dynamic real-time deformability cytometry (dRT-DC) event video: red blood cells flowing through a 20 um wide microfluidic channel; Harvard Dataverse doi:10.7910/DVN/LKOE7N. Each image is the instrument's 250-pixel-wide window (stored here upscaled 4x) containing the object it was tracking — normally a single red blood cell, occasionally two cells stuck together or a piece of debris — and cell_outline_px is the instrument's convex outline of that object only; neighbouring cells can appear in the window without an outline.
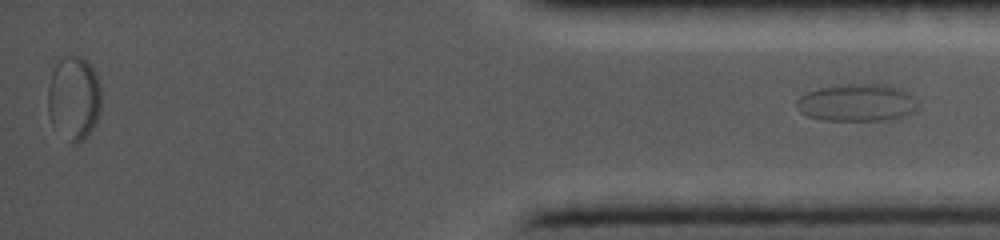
{"species": "common noctule bat (a hibernating species)", "species_latin": "Nyctalus noctula", "temperature_condition": "cold", "stored_images_in_passage": 33, "segment_of_instrument_passage": [2, 2], "camera_frame_rate_fps": 5000, "um_per_image_px": 0.085, "animal": {"sex": "female", "body_mass_g": 19.0, "forearm_length_mm": 56.7}, "frame": {"image": 1, "passage_image": 33, "time_ms": 16.2, "image_size_px": [1000, 240], "cell_outline_px": [[916, 108], [912, 112], [900, 116], [880, 120], [824, 120], [808, 116], [800, 112], [796, 104], [796, 100], [800, 96], [808, 92], [820, 88], [848, 84], [884, 84], [900, 88], [908, 92], [912, 96]], "centroid_in_image_um": [72.79, 8.72], "position_along_channel_um": 362.4, "area_um2": 25.89}}